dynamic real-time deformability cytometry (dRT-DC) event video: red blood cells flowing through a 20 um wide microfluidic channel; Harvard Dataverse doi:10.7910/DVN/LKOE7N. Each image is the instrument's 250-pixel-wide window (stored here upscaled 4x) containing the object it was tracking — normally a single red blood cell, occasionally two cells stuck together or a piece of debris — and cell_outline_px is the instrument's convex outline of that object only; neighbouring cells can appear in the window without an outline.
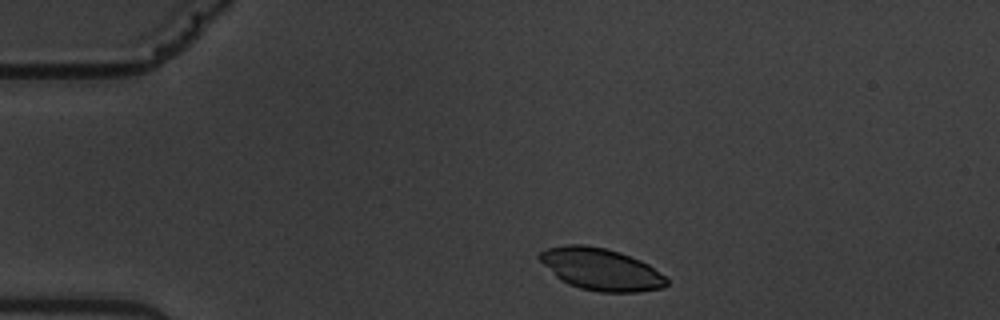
{"species": "common noctule bat (a hibernating species)", "species_latin": "Nyctalus noctula", "temperature_condition": "warm", "stored_images_in_passage": 9, "camera_frame_rate_fps": 3000, "um_per_image_px": 0.085, "animal": {"sex": "male", "body_mass_g": 19.5, "forearm_length_mm": 54.6}, "frame": {"image": 1, "passage_image": 1, "time_ms": 0.0, "image_size_px": [1000, 320], "cell_outline_px": [[668, 284], [664, 288], [640, 292], [600, 292], [580, 288], [568, 284], [560, 280], [536, 256], [544, 248], [568, 244], [584, 244], [604, 248], [620, 252], [640, 260], [648, 264], [664, 276], [668, 280]], "centroid_in_image_um": [51.07, 22.88], "position_along_channel_um": 33.9, "area_um2": 31.15}}